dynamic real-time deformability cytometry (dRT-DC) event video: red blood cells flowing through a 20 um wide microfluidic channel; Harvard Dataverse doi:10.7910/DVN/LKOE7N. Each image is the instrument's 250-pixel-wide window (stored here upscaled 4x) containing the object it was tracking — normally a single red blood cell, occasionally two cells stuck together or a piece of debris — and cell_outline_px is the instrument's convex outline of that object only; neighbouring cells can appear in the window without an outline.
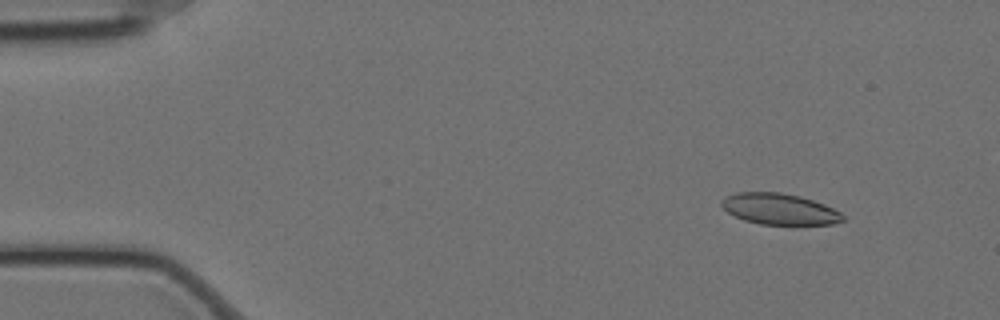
{"species": "Egyptian fruit bat (a non-hibernating species)", "species_latin": "Rousettus aegyptiacus", "temperature_condition": "cold", "stored_images_in_passage": 58, "camera_frame_rate_fps": 3000, "um_per_image_px": 0.085, "animal": {"sex": "female"}, "frame": {"image": 1, "passage_image": 6, "time_ms": 1.667, "image_size_px": [1000, 320], "cell_outline_px": [[844, 220], [832, 224], [760, 224], [744, 220], [728, 212], [720, 204], [720, 200], [724, 196], [736, 192], [780, 192], [800, 196], [824, 204], [840, 212], [844, 216]], "centroid_in_image_um": [66.22, 17.75], "position_along_channel_um": 18.8, "area_um2": 21.91}}
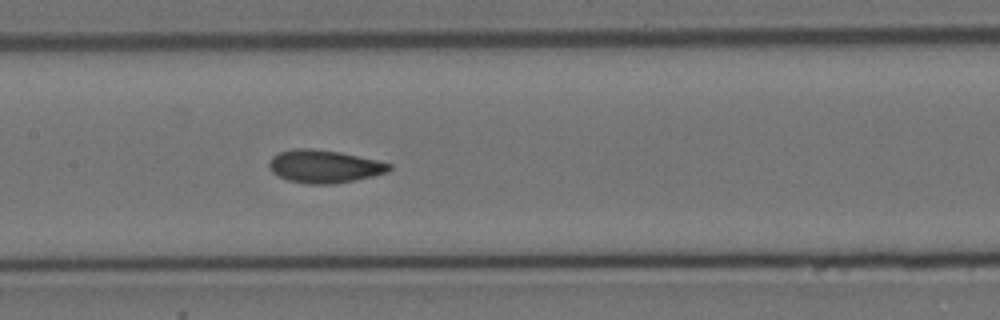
{"frame": {"image": 2, "passage_image": 28, "time_ms": 9.0, "image_size_px": [1000, 320], "cell_outline_px": [[392, 168], [388, 172], [372, 176], [332, 184], [308, 184], [288, 180], [272, 172], [268, 164], [272, 156], [280, 152], [296, 148], [312, 148], [340, 152], [376, 160], [392, 164]], "centroid_in_image_um": [27.55, 14.14], "position_along_channel_um": 179.8, "area_um2": 22.83}}
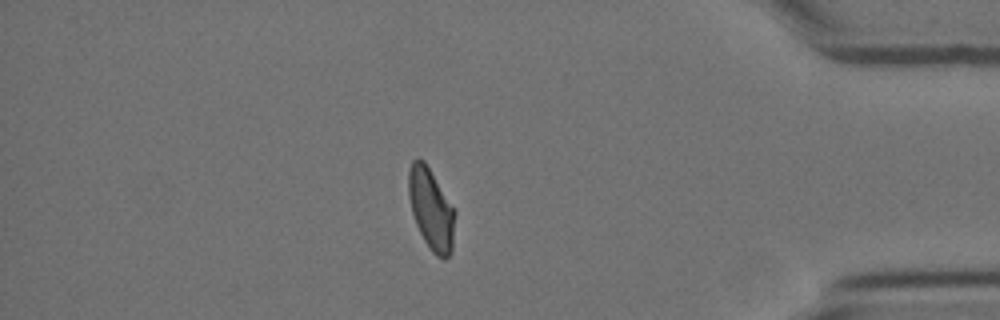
{"frame": {"image": 3, "passage_image": 50, "time_ms": 16.333, "image_size_px": [1000, 320], "cell_outline_px": [[456, 212], [452, 252], [444, 260], [436, 256], [432, 252], [424, 240], [416, 224], [412, 212], [408, 196], [408, 168], [412, 160], [424, 160], [456, 208]], "centroid_in_image_um": [36.67, 17.77], "position_along_channel_um": 398.5, "area_um2": 22.43}}